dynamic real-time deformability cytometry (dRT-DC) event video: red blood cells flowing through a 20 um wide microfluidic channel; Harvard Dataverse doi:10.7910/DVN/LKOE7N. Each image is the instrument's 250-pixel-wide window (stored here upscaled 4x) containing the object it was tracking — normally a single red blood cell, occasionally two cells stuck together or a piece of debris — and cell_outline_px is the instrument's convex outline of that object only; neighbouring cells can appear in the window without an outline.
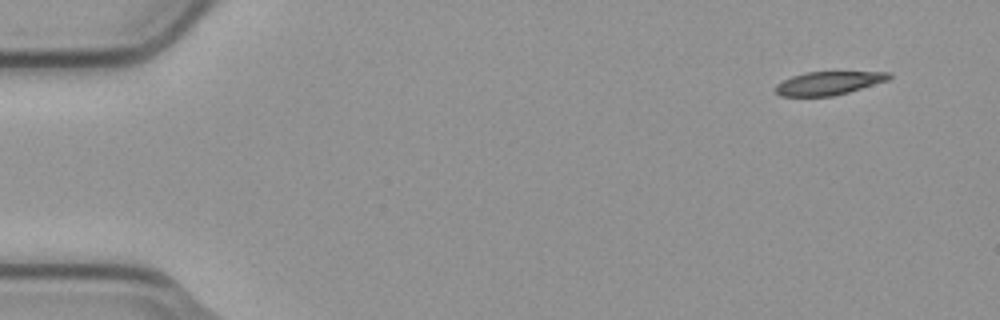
{"species": "common noctule bat (a hibernating species)", "species_latin": "Nyctalus noctula", "temperature_condition": "cold", "stored_images_in_passage": 4, "camera_frame_rate_fps": 3000, "um_per_image_px": 0.085, "animal": {"sex": "male", "body_mass_g": 23.1, "forearm_length_mm": 52.7}, "frame": {"image": 1, "passage_image": 1, "time_ms": 0.0, "image_size_px": [1000, 320], "cell_outline_px": [[892, 76], [888, 80], [848, 92], [832, 96], [780, 96], [772, 88], [776, 84], [792, 76], [808, 72], [892, 72]], "centroid_in_image_um": [70.4, 7.07], "position_along_channel_um": 14.6, "area_um2": 15.37}}